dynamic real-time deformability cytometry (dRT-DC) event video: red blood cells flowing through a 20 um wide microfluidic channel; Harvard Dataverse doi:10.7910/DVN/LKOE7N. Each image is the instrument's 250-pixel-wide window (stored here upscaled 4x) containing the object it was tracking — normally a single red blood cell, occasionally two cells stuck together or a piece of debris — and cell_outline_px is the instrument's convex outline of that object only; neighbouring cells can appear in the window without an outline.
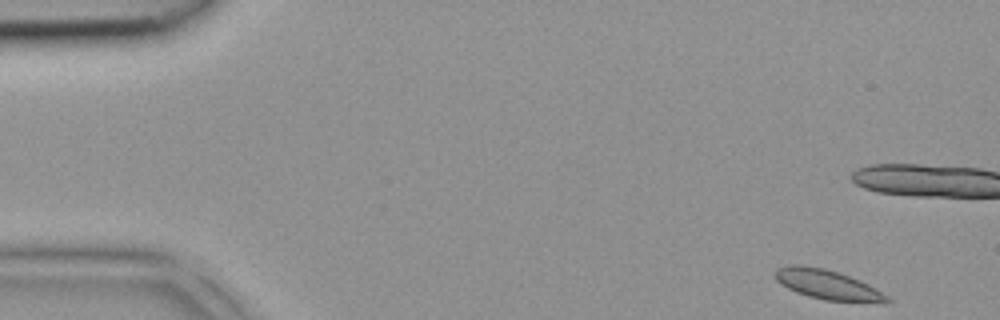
{"species": "common noctule bat (a hibernating species)", "species_latin": "Nyctalus noctula", "temperature_condition": "room temperature", "stored_images_in_passage": 42, "camera_frame_rate_fps": 3000, "um_per_image_px": 0.085, "animal": {"sex": "female", "body_mass_g": 18.4}, "frame": {"image": 1, "passage_image": 1, "time_ms": 0.0, "image_size_px": [1000, 320], "cell_outline_px": [[892, 300], [888, 304], [884, 304], [824, 300], [808, 296], [796, 292], [780, 284], [776, 280], [776, 268], [792, 264], [800, 264], [824, 268], [860, 280], [876, 288], [888, 296]], "centroid_in_image_um": [70.4, 24.22], "position_along_channel_um": 14.6, "area_um2": 19.65}}